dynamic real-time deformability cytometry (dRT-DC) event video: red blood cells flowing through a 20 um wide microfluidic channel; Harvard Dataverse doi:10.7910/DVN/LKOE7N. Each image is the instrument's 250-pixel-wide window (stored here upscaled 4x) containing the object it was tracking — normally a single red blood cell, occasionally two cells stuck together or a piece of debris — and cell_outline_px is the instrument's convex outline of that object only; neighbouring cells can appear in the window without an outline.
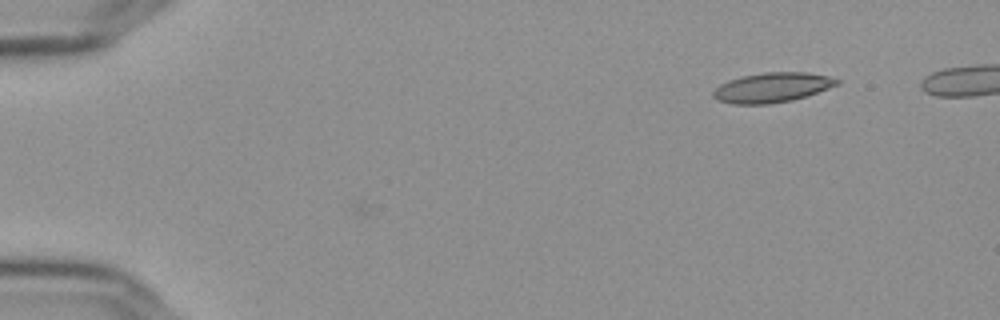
{"species": "Egyptian fruit bat (a non-hibernating species)", "species_latin": "Rousettus aegyptiacus", "temperature_condition": "cold", "stored_images_in_passage": 2, "camera_frame_rate_fps": 3000, "um_per_image_px": 0.085, "frame": {"image": 1, "passage_image": 2, "time_ms": 0.333, "image_size_px": [1000, 320], "cell_outline_px": [[840, 84], [792, 100], [768, 104], [732, 104], [716, 100], [712, 96], [712, 92], [720, 84], [728, 80], [740, 76], [764, 72], [808, 72], [828, 76], [840, 80]], "centroid_in_image_um": [65.59, 7.43], "position_along_channel_um": 19.4, "area_um2": 21.5}}